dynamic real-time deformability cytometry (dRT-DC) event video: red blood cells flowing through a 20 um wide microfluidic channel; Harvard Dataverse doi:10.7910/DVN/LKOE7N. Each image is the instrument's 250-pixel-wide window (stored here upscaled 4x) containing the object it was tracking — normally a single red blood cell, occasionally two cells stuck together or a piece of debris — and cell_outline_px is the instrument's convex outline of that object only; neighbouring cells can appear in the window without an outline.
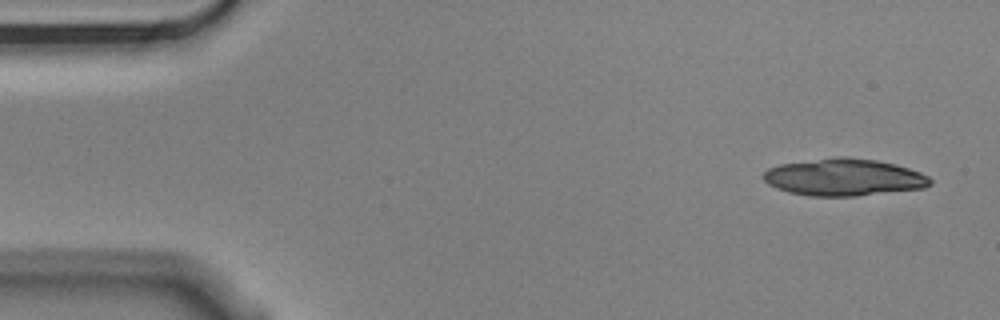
{"species": "Egyptian fruit bat (a non-hibernating species)", "species_latin": "Rousettus aegyptiacus", "temperature_condition": "cold", "stored_images_in_passage": 8, "camera_frame_rate_fps": 3000, "um_per_image_px": 0.085, "animal": {"sex": "male"}, "frame": {"image": 1, "passage_image": 1, "time_ms": 0.0, "image_size_px": [1000, 320], "cell_outline_px": [[932, 184], [924, 188], [856, 196], [808, 196], [788, 192], [776, 188], [768, 184], [760, 176], [768, 168], [780, 164], [840, 156], [844, 156], [876, 160], [896, 164], [920, 172], [928, 176], [932, 180]], "centroid_in_image_um": [71.72, 15.07], "position_along_channel_um": 13.3, "area_um2": 36.24}}
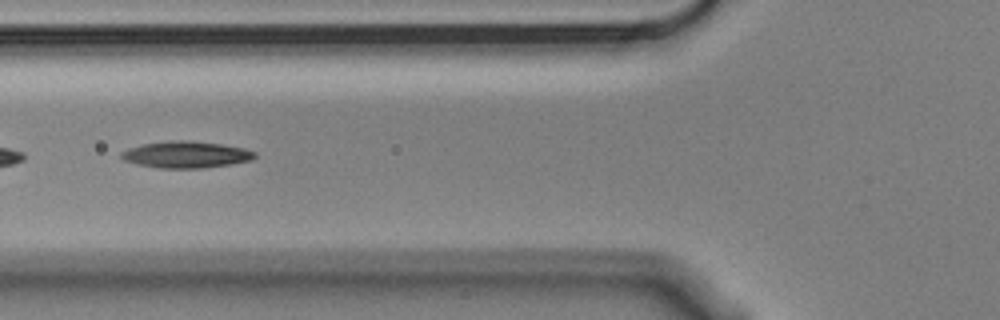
{"frame": {"image": 2, "passage_image": 6, "time_ms": 1.667, "image_size_px": [1000, 320], "cell_outline_px": [[256, 156], [252, 160], [232, 164], [204, 168], [160, 168], [136, 164], [124, 160], [120, 156], [120, 152], [128, 148], [144, 144], [176, 140], [180, 140], [220, 144], [244, 148], [256, 152]], "centroid_in_image_um": [15.82, 13.15], "position_along_channel_um": 110.0, "area_um2": 20.58}}
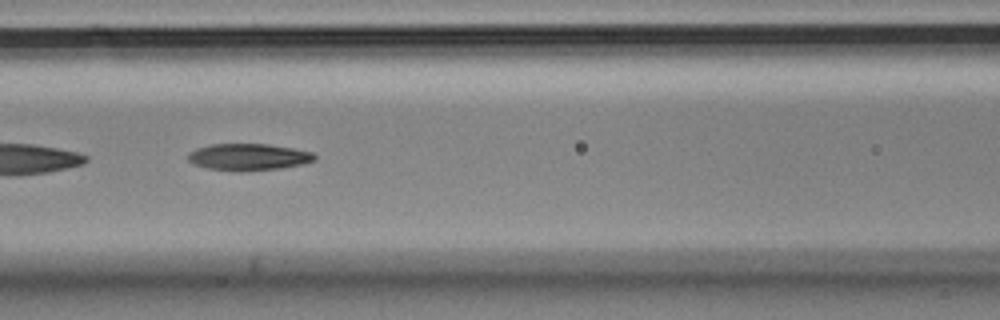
{"frame": {"image": 3, "passage_image": 7, "time_ms": 2.0, "image_size_px": [1000, 320], "cell_outline_px": [[316, 160], [300, 164], [280, 168], [240, 172], [208, 168], [192, 164], [188, 160], [188, 152], [196, 148], [212, 144], [268, 144], [292, 148], [312, 152], [316, 156]], "centroid_in_image_um": [21.08, 13.34], "position_along_channel_um": 145.5, "area_um2": 19.77}}